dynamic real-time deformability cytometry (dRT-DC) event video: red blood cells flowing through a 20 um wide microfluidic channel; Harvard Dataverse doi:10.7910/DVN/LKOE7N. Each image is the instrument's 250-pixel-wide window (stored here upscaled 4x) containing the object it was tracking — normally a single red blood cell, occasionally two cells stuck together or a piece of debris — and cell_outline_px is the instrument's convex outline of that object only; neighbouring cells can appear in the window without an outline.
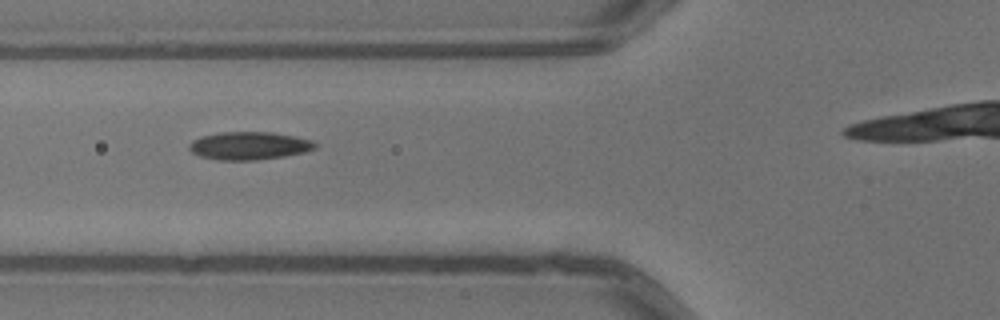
{"species": "common noctule bat (a hibernating species)", "species_latin": "Nyctalus noctula", "temperature_condition": "warm", "stored_images_in_passage": 5, "segment_of_instrument_passage": [1, 2], "camera_frame_rate_fps": 3000, "um_per_image_px": 0.085, "animal": {"sex": "male", "body_mass_g": 13.3}, "frame": {"image": 1, "passage_image": 4, "time_ms": 1.0, "image_size_px": [1000, 320], "cell_outline_px": [[316, 148], [304, 152], [284, 156], [256, 160], [220, 160], [200, 156], [192, 152], [188, 148], [188, 144], [192, 140], [200, 136], [220, 132], [272, 132], [312, 140], [316, 144]], "centroid_in_image_um": [21.14, 12.38], "position_along_channel_um": 104.7, "area_um2": 20.46}}